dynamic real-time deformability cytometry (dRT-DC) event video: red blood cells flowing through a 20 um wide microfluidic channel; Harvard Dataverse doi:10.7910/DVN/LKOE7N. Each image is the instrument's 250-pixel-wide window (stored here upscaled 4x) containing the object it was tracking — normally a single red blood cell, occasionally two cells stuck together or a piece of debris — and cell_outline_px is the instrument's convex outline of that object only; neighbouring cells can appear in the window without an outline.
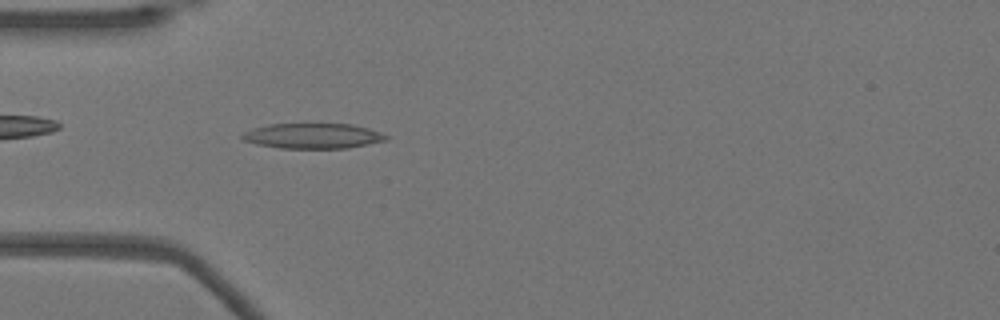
{"species": "Egyptian fruit bat (a non-hibernating species)", "species_latin": "Rousettus aegyptiacus", "temperature_condition": "warm", "stored_images_in_passage": 50, "camera_frame_rate_fps": 3000, "um_per_image_px": 0.085, "animal": {"sex": "female"}, "frame": {"image": 1, "passage_image": 14, "time_ms": 4.333, "image_size_px": [1000, 320], "cell_outline_px": [[388, 140], [348, 148], [280, 148], [256, 144], [244, 140], [240, 136], [244, 132], [252, 128], [268, 124], [352, 124], [368, 128], [380, 132], [388, 136]], "centroid_in_image_um": [26.59, 11.55], "position_along_channel_um": 58.4, "area_um2": 21.15}}
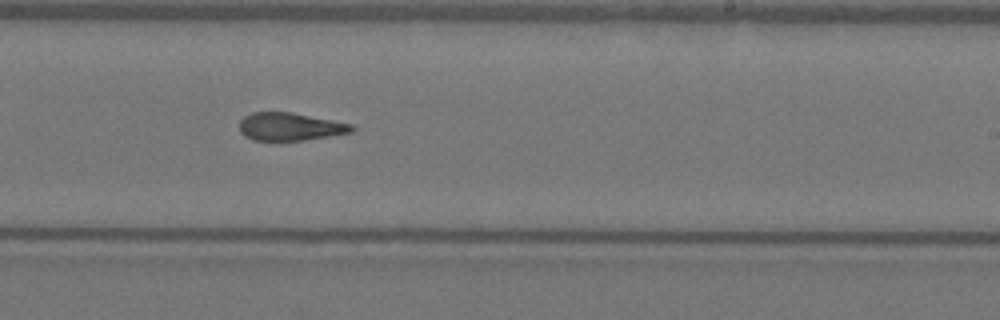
{"frame": {"image": 2, "passage_image": 30, "time_ms": 9.667, "image_size_px": [1000, 320], "cell_outline_px": [[356, 128], [352, 132], [304, 140], [252, 140], [244, 136], [240, 132], [240, 120], [244, 116], [252, 112], [292, 112], [352, 124]], "centroid_in_image_um": [24.64, 10.76], "position_along_channel_um": 264.4, "area_um2": 18.21}}
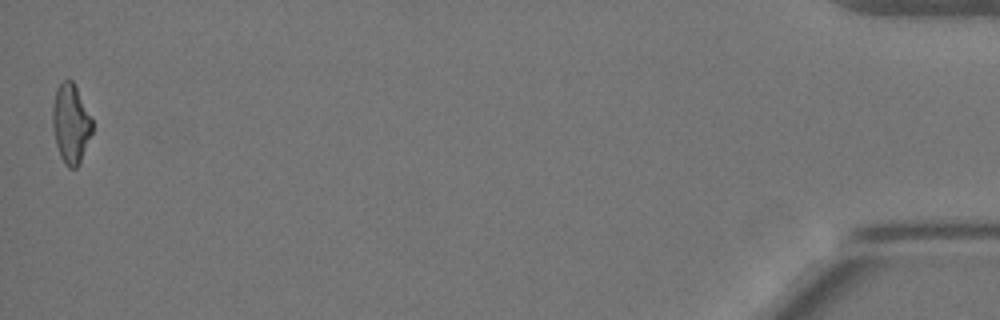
{"frame": {"image": 3, "passage_image": 50, "time_ms": 16.333, "image_size_px": [1000, 320], "cell_outline_px": [[92, 132], [80, 160], [76, 168], [68, 168], [64, 164], [60, 156], [56, 144], [52, 124], [52, 104], [56, 88], [64, 80], [72, 80], [92, 116]], "centroid_in_image_um": [6.0, 10.49], "position_along_channel_um": 429.2, "area_um2": 18.32}, "authors_computed_cell_mechanics": {"area_um2": 19.6231, "velocity_mm_per_s": 3.9033, "shape_relaxation_time_tau1_ms": null, "shape_relaxation_time_tau2_ms": 2.5337, "deformation_change_tau1": null, "deformation_change_tau2": 0.1247}}